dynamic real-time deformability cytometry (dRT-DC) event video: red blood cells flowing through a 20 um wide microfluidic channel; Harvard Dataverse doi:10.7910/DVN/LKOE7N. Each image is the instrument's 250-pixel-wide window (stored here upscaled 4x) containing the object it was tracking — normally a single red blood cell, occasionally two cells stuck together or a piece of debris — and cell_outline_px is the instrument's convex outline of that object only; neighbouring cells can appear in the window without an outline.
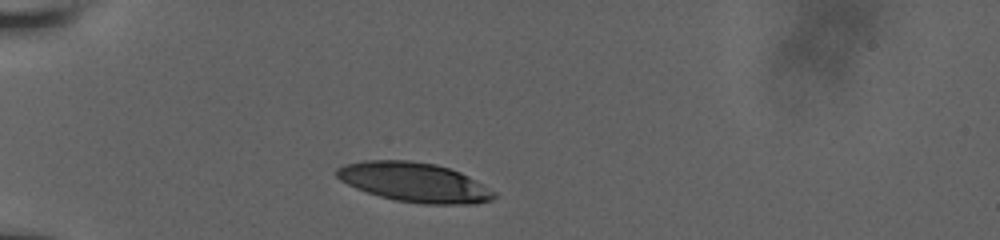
{"species": "human", "species_latin": "Homo sapiens", "temperature_condition": "room temperature", "stored_images_in_passage": 29, "camera_frame_rate_fps": 3000, "um_per_image_px": 0.085, "donor": {"sex": "male"}, "frame": {"image": 1, "passage_image": 3, "time_ms": 1.0, "image_size_px": [1000, 240], "cell_outline_px": [[496, 196], [492, 200], [476, 204], [424, 204], [396, 200], [380, 196], [356, 188], [340, 180], [336, 176], [336, 168], [344, 164], [364, 160], [408, 160], [436, 164], [460, 172], [484, 184], [496, 192]], "centroid_in_image_um": [35.24, 15.49], "position_along_channel_um": 49.8, "area_um2": 36.24}}
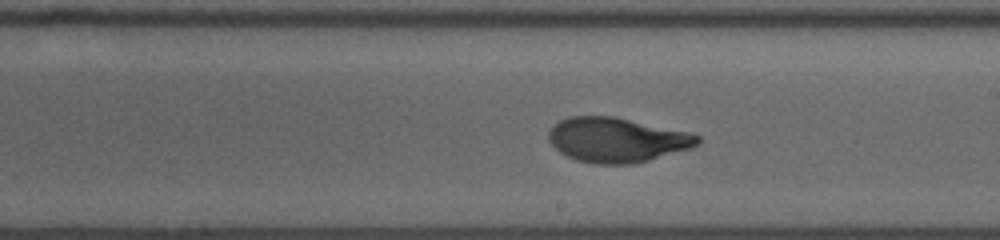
{"frame": {"image": 2, "passage_image": 17, "time_ms": 6.667, "image_size_px": [1000, 240], "cell_outline_px": [[700, 144], [692, 148], [636, 164], [596, 164], [576, 160], [560, 152], [548, 140], [548, 132], [552, 124], [568, 116], [612, 116], [688, 132], [700, 136]], "centroid_in_image_um": [52.42, 11.9], "position_along_channel_um": 236.6, "area_um2": 38.9}}
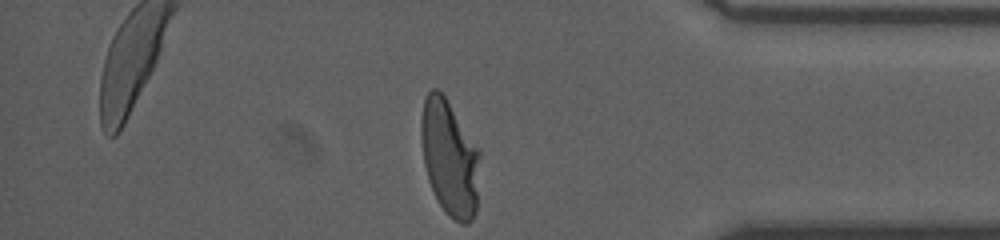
{"frame": {"image": 3, "passage_image": 29, "time_ms": 11.333, "image_size_px": [1000, 240], "cell_outline_px": [[480, 156], [476, 212], [472, 220], [468, 224], [460, 224], [448, 216], [440, 204], [428, 180], [424, 164], [420, 136], [420, 120], [424, 100], [428, 92], [432, 88], [436, 88], [444, 96], [480, 148]], "centroid_in_image_um": [38.22, 13.43], "position_along_channel_um": 397.0, "area_um2": 39.94}, "authors_computed_cell_mechanics": {"area_um2": 38.8994, "velocity_mm_per_s": 3.8345, "shape_relaxation_time_tau1_ms": 4.924, "shape_relaxation_time_tau2_ms": 0.7956, "deformation_change_tau1": 0.2285, "deformation_change_tau2": 0.0594}}